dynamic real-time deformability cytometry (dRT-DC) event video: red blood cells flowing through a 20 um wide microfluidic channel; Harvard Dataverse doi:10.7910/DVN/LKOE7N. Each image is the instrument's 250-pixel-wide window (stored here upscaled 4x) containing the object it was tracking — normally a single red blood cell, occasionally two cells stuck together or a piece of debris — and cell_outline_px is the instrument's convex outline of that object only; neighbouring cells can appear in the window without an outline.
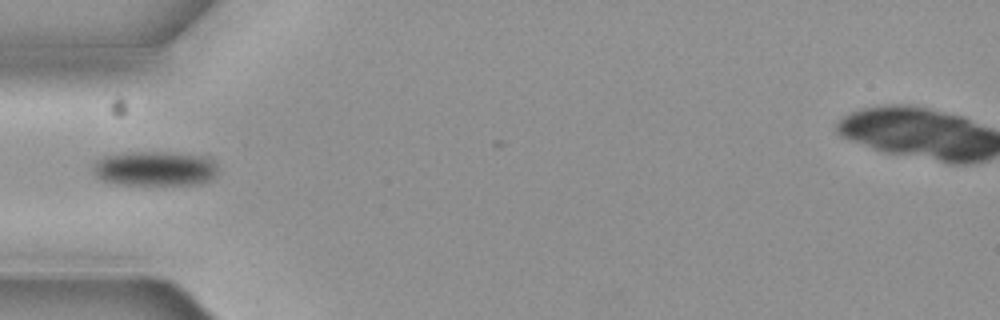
{"species": "common noctule bat (a hibernating species)", "species_latin": "Nyctalus noctula", "temperature_condition": "cold", "stored_images_in_passage": 7, "camera_frame_rate_fps": 3000, "um_per_image_px": 0.085, "animal": {"sex": "female", "body_mass_g": 19.3, "forearm_length_mm": 54.1}, "frame": {"image": 1, "passage_image": 6, "time_ms": 1.667, "image_size_px": [1000, 320], "cell_outline_px": [[216, 172], [208, 180], [200, 184], [116, 184], [100, 180], [92, 172], [92, 164], [96, 160], [104, 156], [132, 152], [160, 152], [196, 156], [216, 164]], "centroid_in_image_um": [13.02, 14.34], "position_along_channel_um": 72.0, "area_um2": 24.68}}
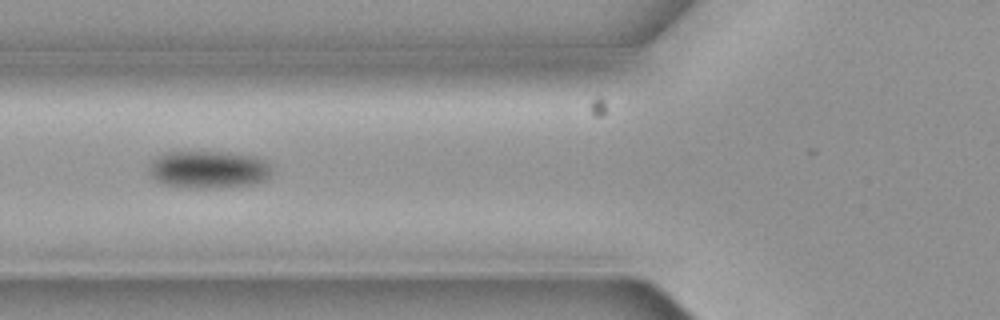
{"frame": {"image": 2, "passage_image": 7, "time_ms": 2.0, "image_size_px": [1000, 320], "cell_outline_px": [[272, 172], [264, 180], [252, 184], [220, 188], [188, 188], [164, 184], [156, 180], [152, 176], [148, 168], [152, 160], [164, 152], [224, 152], [252, 156], [264, 160], [272, 164]], "centroid_in_image_um": [17.73, 14.41], "position_along_channel_um": 108.1, "area_um2": 26.93}}